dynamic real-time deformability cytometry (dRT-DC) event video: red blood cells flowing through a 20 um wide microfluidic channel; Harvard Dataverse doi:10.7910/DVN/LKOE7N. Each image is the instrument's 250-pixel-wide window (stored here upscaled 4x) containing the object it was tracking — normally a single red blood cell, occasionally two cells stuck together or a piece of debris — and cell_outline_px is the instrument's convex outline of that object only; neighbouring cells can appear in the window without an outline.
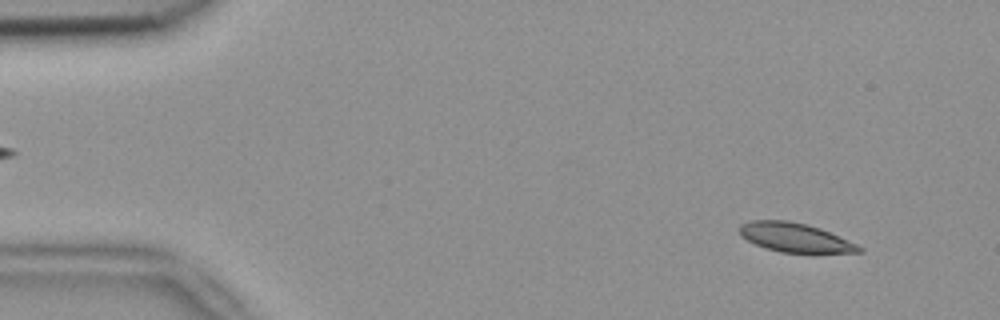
{"species": "common noctule bat (a hibernating species)", "species_latin": "Nyctalus noctula", "temperature_condition": "room temperature", "stored_images_in_passage": 4, "camera_frame_rate_fps": 3000, "um_per_image_px": 0.085, "animal": {"sex": "female", "body_mass_g": 18.4}, "frame": {"image": 1, "passage_image": 1, "time_ms": 0.0, "image_size_px": [1000, 320], "cell_outline_px": [[864, 252], [816, 256], [812, 256], [780, 252], [764, 248], [740, 236], [740, 224], [752, 220], [788, 220], [808, 224], [820, 228], [856, 244], [864, 248]], "centroid_in_image_um": [67.67, 20.26], "position_along_channel_um": 17.3, "area_um2": 21.33}}